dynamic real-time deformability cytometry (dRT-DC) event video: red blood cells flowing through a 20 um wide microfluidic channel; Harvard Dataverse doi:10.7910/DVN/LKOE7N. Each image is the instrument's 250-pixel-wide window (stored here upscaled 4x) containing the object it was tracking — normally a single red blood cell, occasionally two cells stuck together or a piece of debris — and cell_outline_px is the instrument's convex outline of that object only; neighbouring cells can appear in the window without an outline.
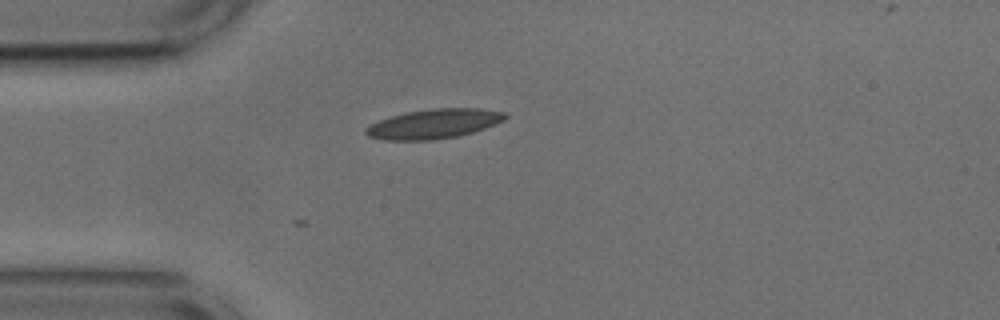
{"species": "common noctule bat (a hibernating species)", "species_latin": "Nyctalus noctula", "temperature_condition": "cold", "stored_images_in_passage": 2, "camera_frame_rate_fps": 3000, "um_per_image_px": 0.085, "animal": {"sex": "male", "body_mass_g": 17.9, "forearm_length_mm": 54.2}, "frame": {"image": 1, "passage_image": 2, "time_ms": 0.333, "image_size_px": [1000, 320], "cell_outline_px": [[508, 116], [504, 120], [484, 128], [472, 132], [456, 136], [432, 140], [384, 140], [368, 136], [364, 132], [364, 128], [380, 120], [404, 112], [432, 108], [480, 108], [504, 112]], "centroid_in_image_um": [36.86, 10.52], "position_along_channel_um": 48.1, "area_um2": 23.87}}